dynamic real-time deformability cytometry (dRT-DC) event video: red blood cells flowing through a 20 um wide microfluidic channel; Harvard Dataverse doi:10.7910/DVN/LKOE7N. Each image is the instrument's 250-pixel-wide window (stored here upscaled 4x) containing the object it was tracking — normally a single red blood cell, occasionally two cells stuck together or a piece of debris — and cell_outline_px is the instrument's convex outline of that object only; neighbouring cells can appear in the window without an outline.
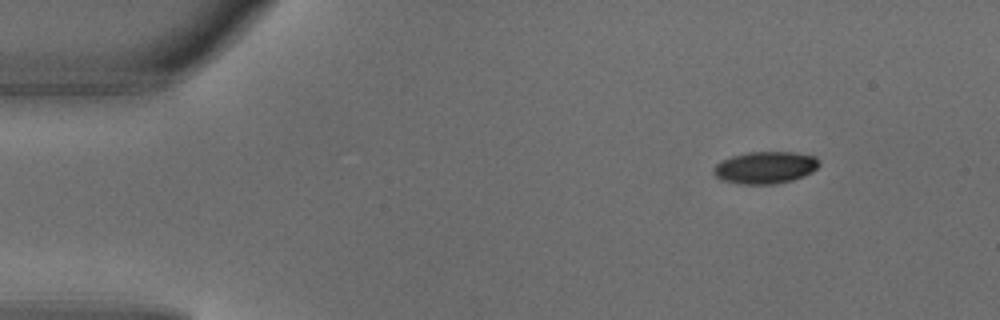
{"species": "common noctule bat (a hibernating species)", "species_latin": "Nyctalus noctula", "temperature_condition": "warm", "stored_images_in_passage": 4, "camera_frame_rate_fps": 3000, "um_per_image_px": 0.085, "animal": {"sex": "male", "body_mass_g": 18.8}, "frame": {"image": 1, "passage_image": 1, "time_ms": 0.0, "image_size_px": [1000, 320], "cell_outline_px": [[820, 164], [812, 172], [804, 176], [792, 180], [776, 184], [740, 184], [720, 180], [712, 172], [712, 168], [720, 160], [732, 156], [748, 152], [792, 152], [816, 156], [820, 160]], "centroid_in_image_um": [65.03, 14.24], "position_along_channel_um": 20.0, "area_um2": 20.0}}
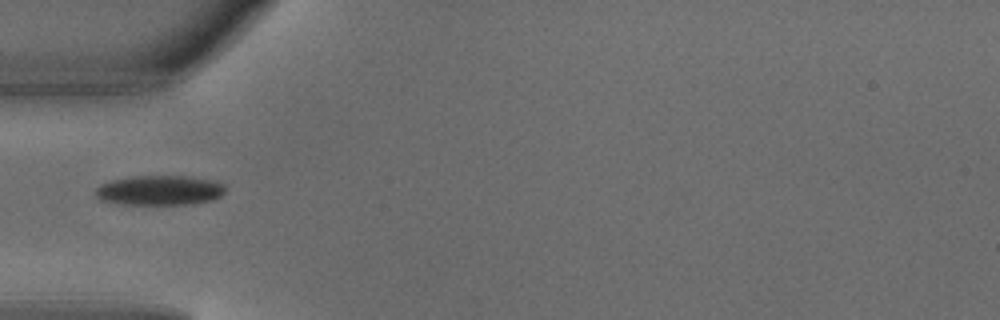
{"frame": {"image": 2, "passage_image": 4, "time_ms": 1.0, "image_size_px": [1000, 320], "cell_outline_px": [[224, 192], [220, 196], [212, 200], [192, 204], [120, 204], [100, 200], [96, 196], [96, 188], [100, 184], [112, 180], [132, 176], [188, 176], [212, 180], [224, 184]], "centroid_in_image_um": [13.56, 16.17], "position_along_channel_um": 71.4, "area_um2": 22.54}}